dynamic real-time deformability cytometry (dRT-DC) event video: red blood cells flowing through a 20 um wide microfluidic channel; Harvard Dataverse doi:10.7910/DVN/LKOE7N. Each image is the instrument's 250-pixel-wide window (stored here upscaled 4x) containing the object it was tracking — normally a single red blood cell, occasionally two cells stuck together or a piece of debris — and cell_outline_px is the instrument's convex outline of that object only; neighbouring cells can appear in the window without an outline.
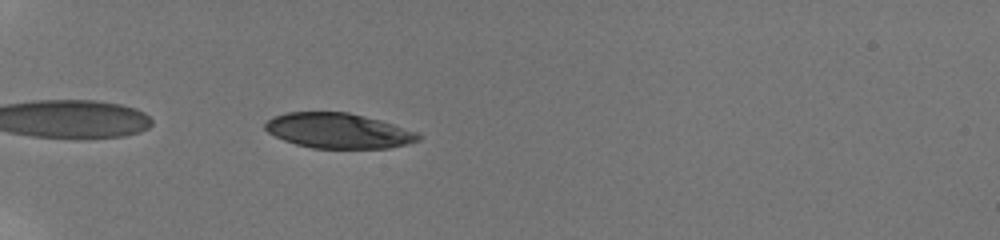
{"species": "human", "species_latin": "Homo sapiens", "temperature_condition": "room temperature", "stored_images_in_passage": 40, "camera_frame_rate_fps": 3000, "um_per_image_px": 0.085, "donor": {"sex": "male"}, "frame": {"image": 1, "passage_image": 3, "time_ms": 0.667, "image_size_px": [1000, 240], "cell_outline_px": [[420, 140], [408, 144], [388, 148], [312, 148], [296, 144], [284, 140], [268, 132], [264, 128], [264, 124], [272, 116], [284, 112], [348, 112], [380, 120], [416, 132], [420, 136]], "centroid_in_image_um": [28.73, 11.11], "position_along_channel_um": 56.3, "area_um2": 31.27}}
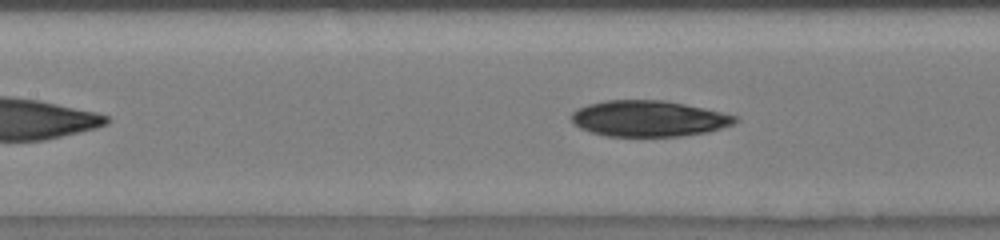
{"frame": {"image": 2, "passage_image": 13, "time_ms": 4.0, "image_size_px": [1000, 240], "cell_outline_px": [[740, 120], [732, 124], [708, 132], [680, 136], [608, 136], [592, 132], [580, 128], [572, 124], [572, 112], [588, 104], [604, 100], [664, 100], [704, 108], [740, 116]], "centroid_in_image_um": [55.16, 10.07], "position_along_channel_um": 152.2, "area_um2": 34.33}}
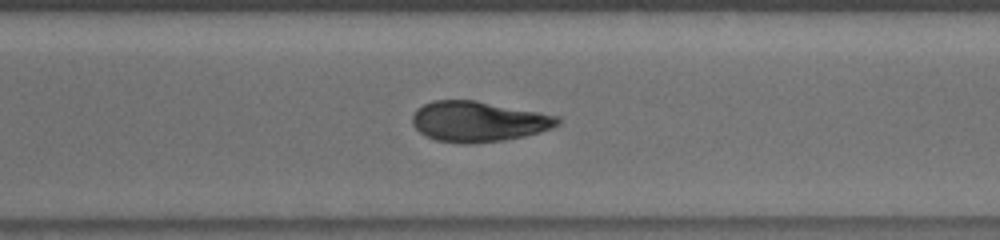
{"frame": {"image": 3, "passage_image": 27, "time_ms": 8.667, "image_size_px": [1000, 240], "cell_outline_px": [[560, 124], [552, 128], [540, 132], [524, 136], [504, 140], [472, 144], [460, 144], [436, 140], [420, 132], [412, 124], [412, 116], [416, 108], [432, 100], [476, 100], [560, 116]], "centroid_in_image_um": [40.66, 10.33], "position_along_channel_um": 329.9, "area_um2": 34.45}, "authors_computed_cell_mechanics": {"area_um2": 34.1309, "velocity_mm_per_s": 3.8118, "shape_relaxation_time_tau1_ms": null, "shape_relaxation_time_tau2_ms": 8.3635, "deformation_change_tau1": null, "deformation_change_tau2": 0.1263}}